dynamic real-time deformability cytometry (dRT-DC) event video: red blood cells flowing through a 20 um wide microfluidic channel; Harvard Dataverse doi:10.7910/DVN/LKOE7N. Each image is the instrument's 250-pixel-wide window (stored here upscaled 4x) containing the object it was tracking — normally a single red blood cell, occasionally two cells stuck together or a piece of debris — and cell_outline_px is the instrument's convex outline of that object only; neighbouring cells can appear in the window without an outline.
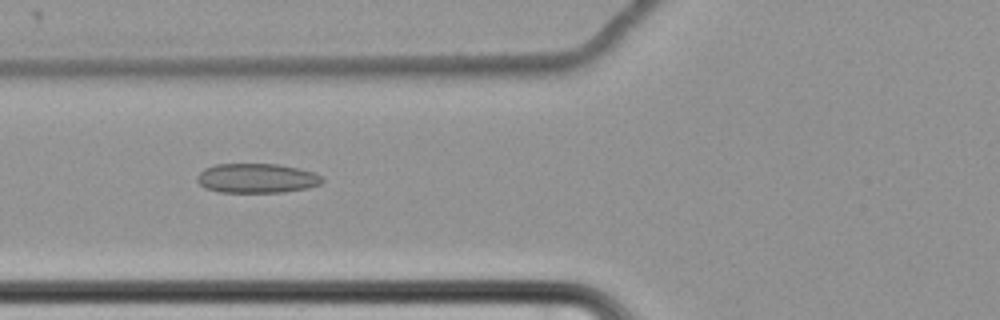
{"species": "common noctule bat (a hibernating species)", "species_latin": "Nyctalus noctula", "temperature_condition": "cold", "stored_images_in_passage": 63, "camera_frame_rate_fps": 3000, "um_per_image_px": 0.085, "animal": {"sex": "female", "body_mass_g": 22.7, "forearm_length_mm": 54.2}, "frame": {"image": 1, "passage_image": 27, "time_ms": 8.667, "image_size_px": [1000, 320], "cell_outline_px": [[324, 180], [320, 184], [308, 188], [284, 192], [220, 192], [204, 188], [196, 180], [196, 176], [204, 168], [216, 164], [280, 164], [300, 168], [312, 172], [320, 176]], "centroid_in_image_um": [21.81, 15.15], "position_along_channel_um": 104.0, "area_um2": 21.62}}
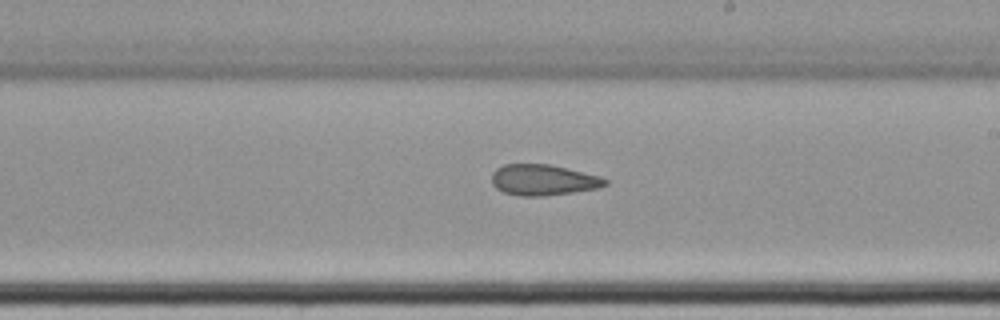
{"frame": {"image": 2, "passage_image": 39, "time_ms": 12.667, "image_size_px": [1000, 320], "cell_outline_px": [[608, 184], [600, 188], [544, 196], [520, 196], [504, 192], [496, 188], [492, 184], [492, 172], [496, 168], [504, 164], [552, 164], [600, 176], [608, 180]], "centroid_in_image_um": [46.18, 15.29], "position_along_channel_um": 242.8, "area_um2": 20.58}}
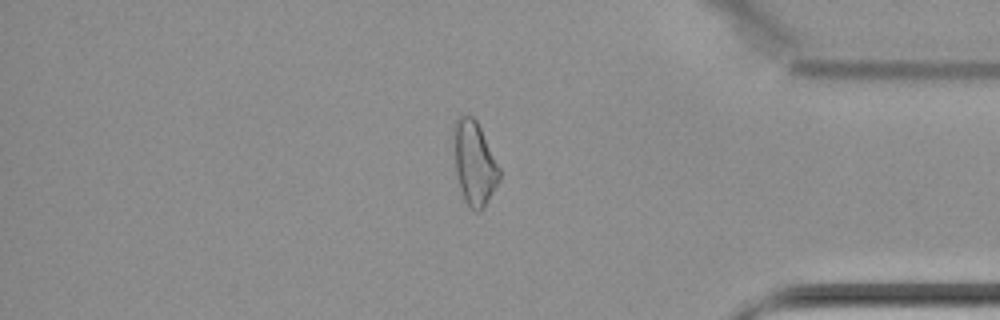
{"frame": {"image": 3, "passage_image": 54, "time_ms": 17.667, "image_size_px": [1000, 320], "cell_outline_px": [[500, 180], [484, 208], [480, 212], [476, 212], [464, 200], [460, 188], [456, 172], [452, 132], [452, 124], [460, 116], [472, 116], [476, 120], [500, 168]], "centroid_in_image_um": [40.3, 13.86], "position_along_channel_um": 394.9, "area_um2": 22.31}, "authors_computed_cell_mechanics": {"area_um2": 23.4668, "velocity_mm_per_s": 3.469, "shape_relaxation_time_tau1_ms": null, "shape_relaxation_time_tau2_ms": 3.6308, "deformation_change_tau1": null, "deformation_change_tau2": 0.1011}}